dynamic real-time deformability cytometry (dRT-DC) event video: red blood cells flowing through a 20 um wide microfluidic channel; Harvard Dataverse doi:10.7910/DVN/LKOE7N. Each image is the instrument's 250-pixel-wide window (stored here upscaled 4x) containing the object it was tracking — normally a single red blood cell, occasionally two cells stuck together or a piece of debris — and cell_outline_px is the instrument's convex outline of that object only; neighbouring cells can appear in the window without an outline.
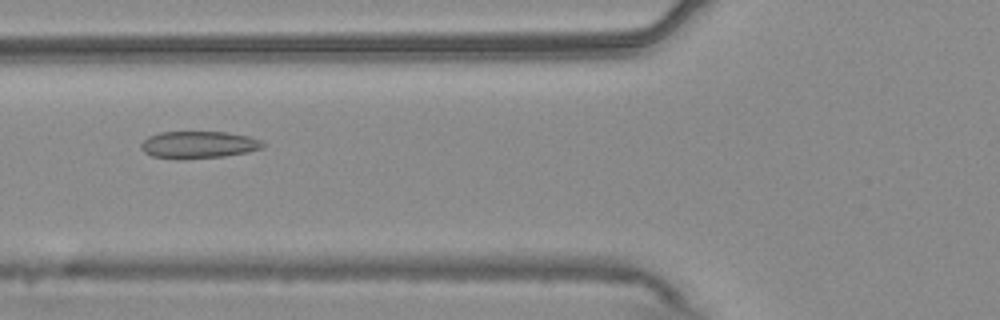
{"species": "common noctule bat (a hibernating species)", "species_latin": "Nyctalus noctula", "temperature_condition": "warm", "stored_images_in_passage": 49, "camera_frame_rate_fps": 3000, "um_per_image_px": 0.085, "animal": {"sex": "male", "body_mass_g": 20.4}, "frame": {"image": 1, "passage_image": 18, "time_ms": 5.667, "image_size_px": [1000, 320], "cell_outline_px": [[264, 144], [260, 148], [248, 152], [224, 156], [176, 160], [152, 156], [144, 152], [140, 148], [140, 144], [148, 136], [160, 132], [224, 132], [248, 136], [260, 140]], "centroid_in_image_um": [16.81, 12.31], "position_along_channel_um": 109.0, "area_um2": 19.31}}
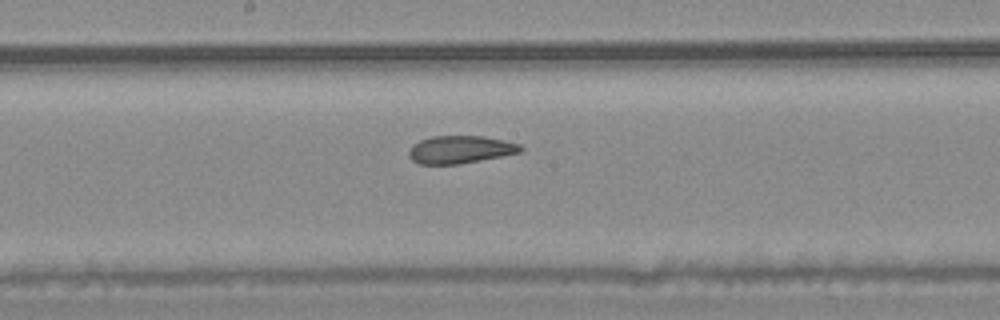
{"frame": {"image": 2, "passage_image": 26, "time_ms": 8.333, "image_size_px": [1000, 320], "cell_outline_px": [[524, 148], [520, 152], [460, 164], [420, 164], [412, 160], [408, 156], [408, 152], [412, 144], [420, 140], [432, 136], [484, 136], [504, 140], [520, 144]], "centroid_in_image_um": [39.1, 12.7], "position_along_channel_um": 209.1, "area_um2": 18.03}}
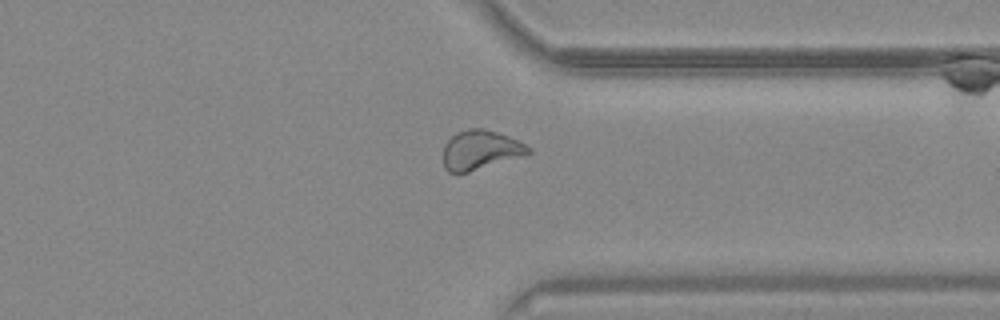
{"frame": {"image": 3, "passage_image": 39, "time_ms": 12.667, "image_size_px": [1000, 320], "cell_outline_px": [[532, 152], [520, 156], [468, 172], [448, 172], [444, 168], [444, 144], [456, 132], [468, 128], [484, 128], [508, 136], [532, 148]], "centroid_in_image_um": [40.8, 12.73], "position_along_channel_um": 370.6, "area_um2": 19.19}}